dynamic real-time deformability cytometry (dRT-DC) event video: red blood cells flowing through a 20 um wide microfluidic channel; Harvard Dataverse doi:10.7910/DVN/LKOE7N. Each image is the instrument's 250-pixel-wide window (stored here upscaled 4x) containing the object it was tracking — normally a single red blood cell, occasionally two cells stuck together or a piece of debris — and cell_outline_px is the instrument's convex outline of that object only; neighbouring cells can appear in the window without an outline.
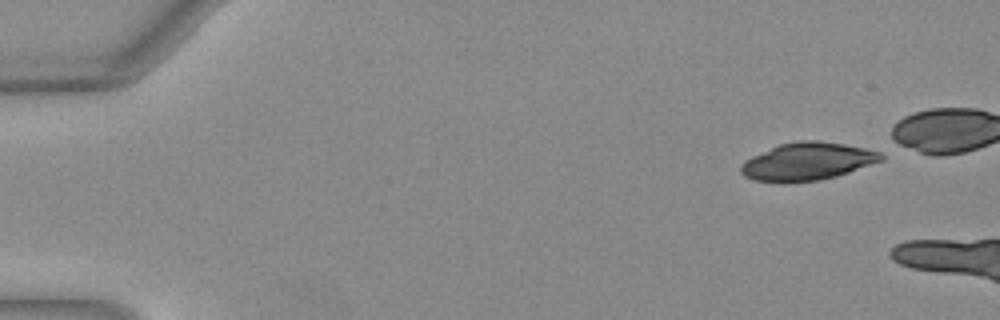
{"species": "Egyptian fruit bat (a non-hibernating species)", "species_latin": "Rousettus aegyptiacus", "temperature_condition": "warm", "stored_images_in_passage": 6, "camera_frame_rate_fps": 3000, "um_per_image_px": 0.085, "animal": {"sex": "female"}, "frame": {"image": 1, "passage_image": 1, "time_ms": 0.0, "image_size_px": [1000, 320], "cell_outline_px": [[884, 160], [836, 176], [820, 180], [752, 180], [744, 176], [740, 172], [740, 164], [744, 160], [752, 156], [780, 144], [800, 140], [816, 140], [884, 148]], "centroid_in_image_um": [68.78, 13.66], "position_along_channel_um": 16.2, "area_um2": 30.98}}